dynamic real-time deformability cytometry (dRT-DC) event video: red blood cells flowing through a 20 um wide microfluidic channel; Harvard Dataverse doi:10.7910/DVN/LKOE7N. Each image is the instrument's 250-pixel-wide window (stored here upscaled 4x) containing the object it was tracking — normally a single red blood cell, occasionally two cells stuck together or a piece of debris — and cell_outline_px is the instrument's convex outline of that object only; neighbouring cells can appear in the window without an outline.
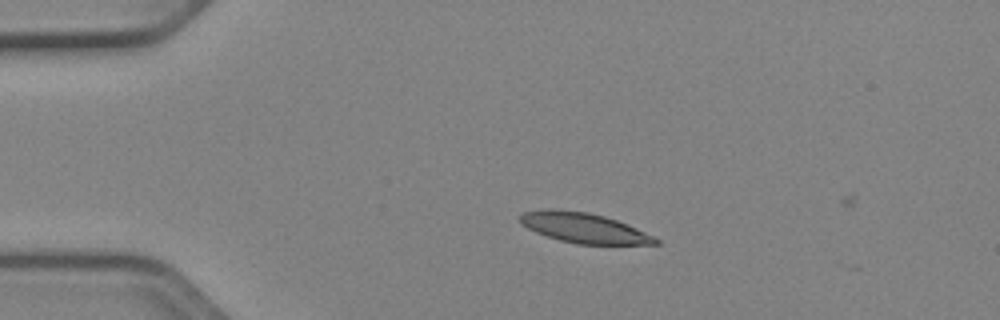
{"species": "Egyptian fruit bat (a non-hibernating species)", "species_latin": "Rousettus aegyptiacus", "temperature_condition": "cold", "stored_images_in_passage": 4, "camera_frame_rate_fps": 3000, "um_per_image_px": 0.085, "animal": {"sex": "female"}, "frame": {"image": 1, "passage_image": 1, "time_ms": 0.0, "image_size_px": [1000, 320], "cell_outline_px": [[660, 244], [576, 244], [560, 240], [536, 232], [520, 224], [520, 216], [524, 212], [544, 208], [552, 208], [588, 212], [604, 216], [628, 224], [660, 240]], "centroid_in_image_um": [49.6, 19.36], "position_along_channel_um": 35.4, "area_um2": 23.64}}